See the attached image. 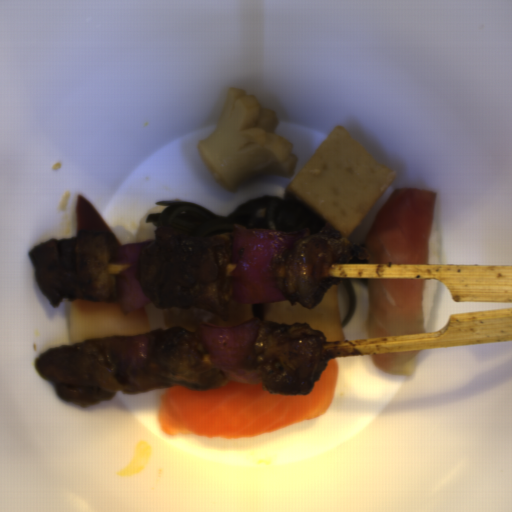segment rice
I'll return each mask as SVG.
<instances>
[{
	"label": "rice",
	"instance_id": "obj_1",
	"mask_svg": "<svg viewBox=\"0 0 512 512\" xmlns=\"http://www.w3.org/2000/svg\"><path fill=\"white\" fill-rule=\"evenodd\" d=\"M314 419L302 420L271 434L242 437L235 439H217L206 437L185 436L193 444L216 449H256L281 440L294 437L304 432L314 423Z\"/></svg>",
	"mask_w": 512,
	"mask_h": 512
},
{
	"label": "rice",
	"instance_id": "obj_2",
	"mask_svg": "<svg viewBox=\"0 0 512 512\" xmlns=\"http://www.w3.org/2000/svg\"><path fill=\"white\" fill-rule=\"evenodd\" d=\"M439 283L437 279H424L422 317L424 330L427 328L434 306Z\"/></svg>",
	"mask_w": 512,
	"mask_h": 512
},
{
	"label": "rice",
	"instance_id": "obj_3",
	"mask_svg": "<svg viewBox=\"0 0 512 512\" xmlns=\"http://www.w3.org/2000/svg\"><path fill=\"white\" fill-rule=\"evenodd\" d=\"M439 256H440V235H439L438 228H437V225L435 222V218L433 216L430 244H429V252H428V260H427L426 264H437L438 265Z\"/></svg>",
	"mask_w": 512,
	"mask_h": 512
},
{
	"label": "rice",
	"instance_id": "obj_4",
	"mask_svg": "<svg viewBox=\"0 0 512 512\" xmlns=\"http://www.w3.org/2000/svg\"><path fill=\"white\" fill-rule=\"evenodd\" d=\"M116 239L124 246L131 243H136L137 238L133 233L122 227L121 225L109 228Z\"/></svg>",
	"mask_w": 512,
	"mask_h": 512
}]
</instances>
